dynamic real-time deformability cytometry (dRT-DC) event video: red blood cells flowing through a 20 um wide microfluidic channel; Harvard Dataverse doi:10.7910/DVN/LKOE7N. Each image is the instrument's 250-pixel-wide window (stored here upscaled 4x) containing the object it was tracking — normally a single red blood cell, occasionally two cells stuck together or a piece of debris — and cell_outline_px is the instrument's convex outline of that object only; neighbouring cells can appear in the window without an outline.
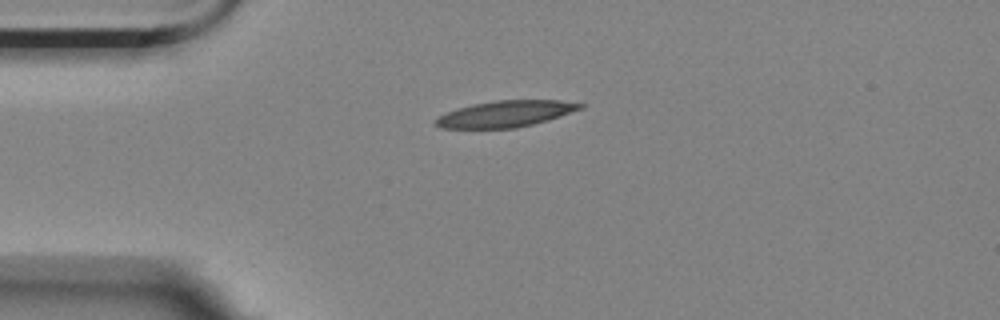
{"species": "Egyptian fruit bat (a non-hibernating species)", "species_latin": "Rousettus aegyptiacus", "temperature_condition": "room temperature", "stored_images_in_passage": 1, "camera_frame_rate_fps": 3000, "um_per_image_px": 0.085, "animal": {"sex": "female"}, "frame": {"image": 1, "passage_image": 1, "time_ms": 0.0, "image_size_px": [1000, 320], "cell_outline_px": [[584, 108], [548, 120], [516, 128], [440, 128], [432, 124], [432, 120], [436, 116], [456, 108], [472, 104], [496, 100], [560, 100], [584, 104]], "centroid_in_image_um": [42.9, 9.68], "position_along_channel_um": 42.1, "area_um2": 22.43}}